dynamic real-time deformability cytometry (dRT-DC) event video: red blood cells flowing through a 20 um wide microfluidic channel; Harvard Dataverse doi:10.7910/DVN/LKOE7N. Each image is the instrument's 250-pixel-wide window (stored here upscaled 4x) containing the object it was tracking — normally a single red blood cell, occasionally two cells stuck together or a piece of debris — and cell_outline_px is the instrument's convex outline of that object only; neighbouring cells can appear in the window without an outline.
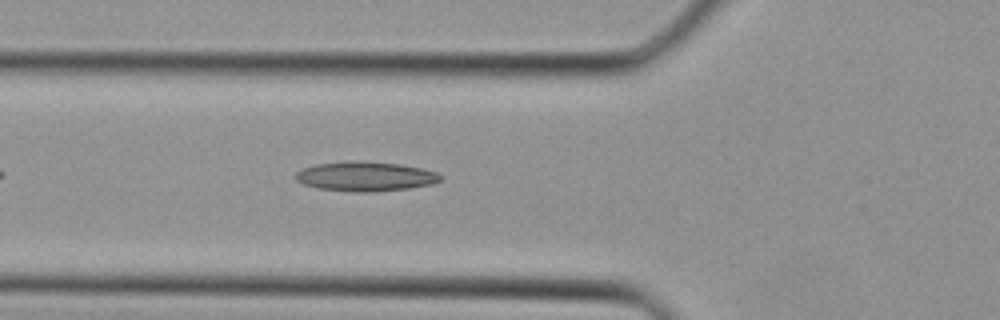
{"species": "Egyptian fruit bat (a non-hibernating species)", "species_latin": "Rousettus aegyptiacus", "temperature_condition": "cold", "stored_images_in_passage": 26, "camera_frame_rate_fps": 3000, "um_per_image_px": 0.085, "animal": {"sex": "female"}, "frame": {"image": 1, "passage_image": 6, "time_ms": 1.667, "image_size_px": [1000, 320], "cell_outline_px": [[440, 180], [432, 184], [408, 188], [372, 192], [352, 192], [316, 188], [304, 184], [296, 180], [296, 172], [304, 168], [316, 164], [400, 164], [420, 168], [436, 172], [440, 176]], "centroid_in_image_um": [31.06, 15.06], "position_along_channel_um": 94.7, "area_um2": 23.58}}
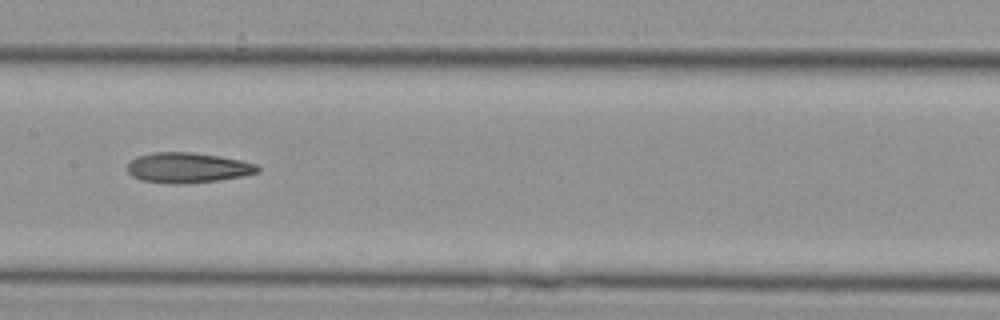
{"frame": {"image": 2, "passage_image": 11, "time_ms": 3.333, "image_size_px": [1000, 320], "cell_outline_px": [[260, 172], [244, 176], [220, 180], [184, 184], [180, 184], [140, 180], [132, 176], [128, 172], [128, 164], [136, 156], [152, 152], [192, 152], [220, 156], [240, 160], [256, 164], [260, 168]], "centroid_in_image_um": [15.97, 14.25], "position_along_channel_um": 191.4, "area_um2": 23.06}}
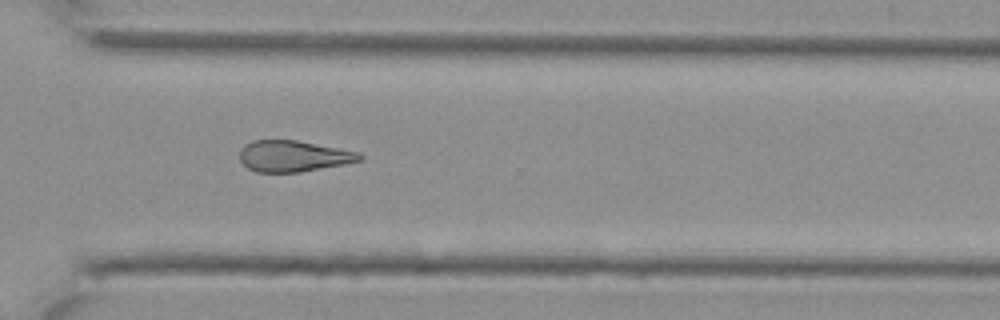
{"frame": {"image": 3, "passage_image": 19, "time_ms": 6.0, "image_size_px": [1000, 320], "cell_outline_px": [[364, 156], [360, 160], [344, 164], [300, 172], [256, 172], [248, 168], [240, 160], [240, 148], [244, 144], [252, 140], [296, 140], [356, 152]], "centroid_in_image_um": [24.87, 13.27], "position_along_channel_um": 345.7, "area_um2": 21.56}}